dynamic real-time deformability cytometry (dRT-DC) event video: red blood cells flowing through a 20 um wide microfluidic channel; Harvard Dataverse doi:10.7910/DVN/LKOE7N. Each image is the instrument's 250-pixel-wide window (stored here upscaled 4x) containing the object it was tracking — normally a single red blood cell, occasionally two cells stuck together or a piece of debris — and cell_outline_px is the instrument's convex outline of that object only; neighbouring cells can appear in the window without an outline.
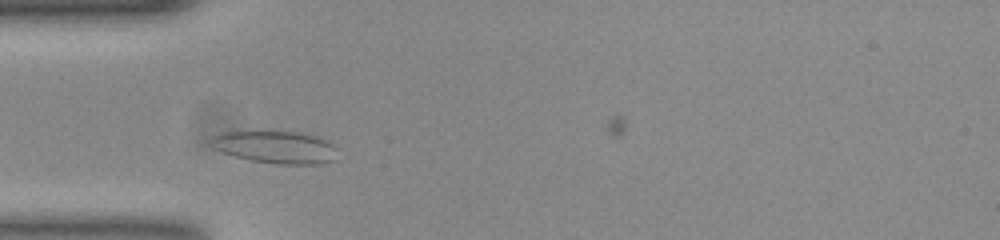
{"species": "common noctule bat (a hibernating species)", "species_latin": "Nyctalus noctula", "temperature_condition": "room temperature", "stored_images_in_passage": 36, "camera_frame_rate_fps": 3000, "um_per_image_px": 0.085, "animal": {"sex": "female", "body_mass_g": 23.0, "forearm_length_mm": 53.4}, "frame": {"image": 1, "passage_image": 6, "time_ms": 1.667, "image_size_px": [1000, 240], "cell_outline_px": [[332, 160], [320, 164], [280, 164], [252, 160], [236, 156], [224, 152], [208, 144], [212, 136], [220, 132], [296, 132], [316, 136], [332, 144]], "centroid_in_image_um": [23.34, 12.5], "position_along_channel_um": 61.7, "area_um2": 23.12}}
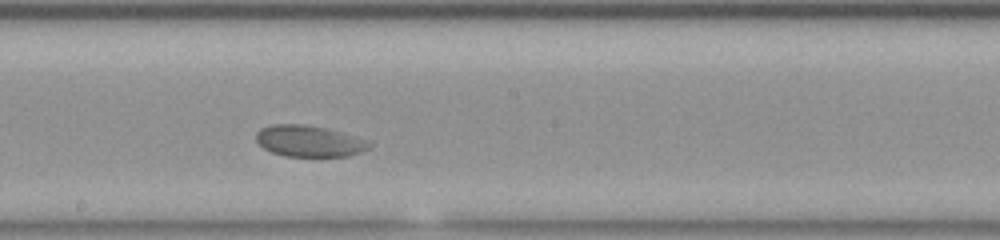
{"frame": {"image": 2, "passage_image": 19, "time_ms": 6.0, "image_size_px": [1000, 240], "cell_outline_px": [[372, 144], [368, 148], [360, 152], [348, 156], [284, 156], [272, 152], [264, 148], [256, 140], [256, 132], [260, 128], [276, 124], [300, 124], [324, 128], [368, 140]], "centroid_in_image_um": [26.25, 12.0], "position_along_channel_um": 221.9, "area_um2": 20.35}}
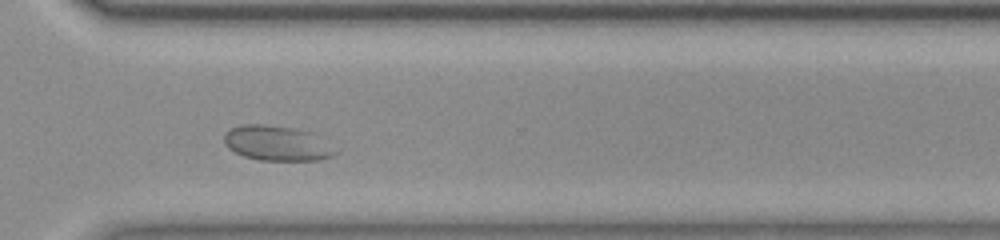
{"frame": {"image": 3, "passage_image": 29, "time_ms": 9.333, "image_size_px": [1000, 240], "cell_outline_px": [[336, 152], [332, 156], [320, 160], [260, 160], [244, 156], [228, 148], [224, 140], [224, 136], [232, 128], [244, 124], [260, 124], [288, 128], [308, 132]], "centroid_in_image_um": [23.45, 12.19], "position_along_channel_um": 347.2, "area_um2": 21.62}}